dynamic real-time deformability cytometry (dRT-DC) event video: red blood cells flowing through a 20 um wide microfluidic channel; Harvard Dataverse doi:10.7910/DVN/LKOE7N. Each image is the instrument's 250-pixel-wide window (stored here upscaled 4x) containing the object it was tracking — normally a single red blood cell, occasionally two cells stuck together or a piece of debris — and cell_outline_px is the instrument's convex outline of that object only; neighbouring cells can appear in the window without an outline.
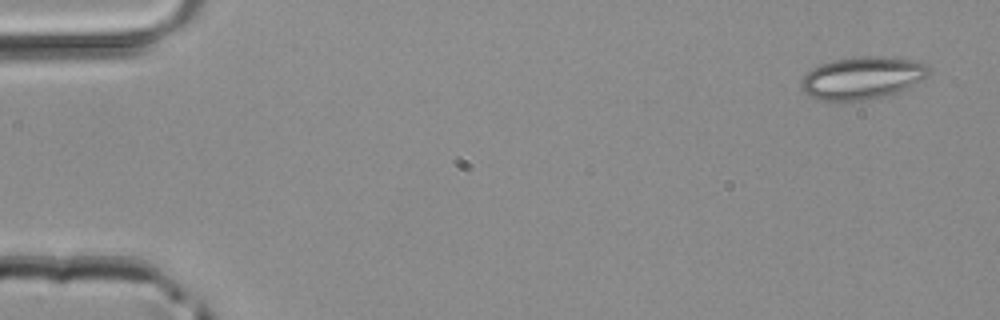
{"species": "common noctule bat (a hibernating species)", "species_latin": "Nyctalus noctula", "temperature_condition": "room temperature", "stored_images_in_passage": 4, "camera_frame_rate_fps": 3000, "um_per_image_px": 0.085, "animal": {"sex": "male", "body_mass_g": 20.4}, "frame": {"image": 1, "passage_image": 1, "time_ms": 0.0, "image_size_px": [1000, 320], "cell_outline_px": [[932, 72], [924, 80], [908, 88], [896, 92], [864, 100], [816, 100], [804, 92], [800, 84], [804, 76], [812, 68], [820, 64], [832, 60], [860, 56], [892, 56], [912, 60], [928, 64]], "centroid_in_image_um": [73.34, 6.6], "position_along_channel_um": 11.7, "area_um2": 31.79}}
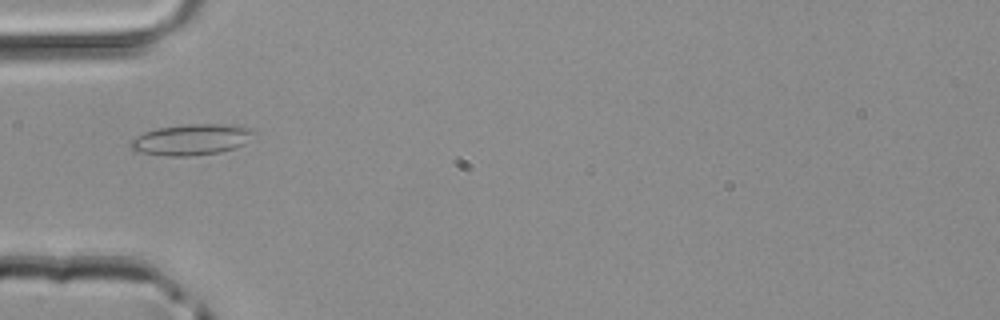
{"frame": {"image": 2, "passage_image": 4, "time_ms": 1.0, "image_size_px": [1000, 320], "cell_outline_px": [[256, 132], [244, 144], [236, 148], [220, 152], [188, 156], [164, 156], [136, 152], [132, 148], [132, 140], [136, 136], [144, 132], [156, 128], [184, 124], [224, 124], [252, 128]], "centroid_in_image_um": [16.28, 11.86], "position_along_channel_um": 68.7, "area_um2": 22.31}}